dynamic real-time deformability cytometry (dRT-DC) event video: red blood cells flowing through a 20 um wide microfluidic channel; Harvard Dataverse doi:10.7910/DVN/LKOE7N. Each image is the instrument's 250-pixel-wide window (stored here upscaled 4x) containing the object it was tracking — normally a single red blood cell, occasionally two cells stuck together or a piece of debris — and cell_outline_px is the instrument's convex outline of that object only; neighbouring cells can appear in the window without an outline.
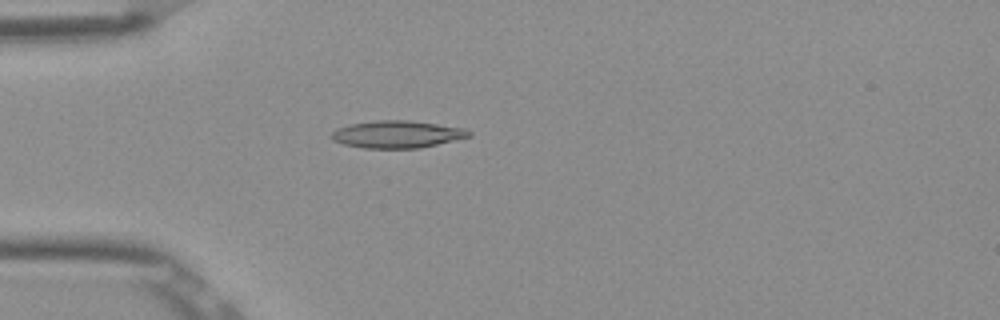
{"species": "Egyptian fruit bat (a non-hibernating species)", "species_latin": "Rousettus aegyptiacus", "temperature_condition": "room temperature", "stored_images_in_passage": 52, "camera_frame_rate_fps": 3000, "um_per_image_px": 0.085, "frame": {"image": 1, "passage_image": 15, "time_ms": 4.667, "image_size_px": [1000, 320], "cell_outline_px": [[472, 136], [420, 148], [364, 148], [344, 144], [332, 140], [332, 132], [336, 128], [352, 124], [376, 120], [408, 120], [464, 128], [472, 132]], "centroid_in_image_um": [33.76, 11.41], "position_along_channel_um": 51.2, "area_um2": 21.73}}
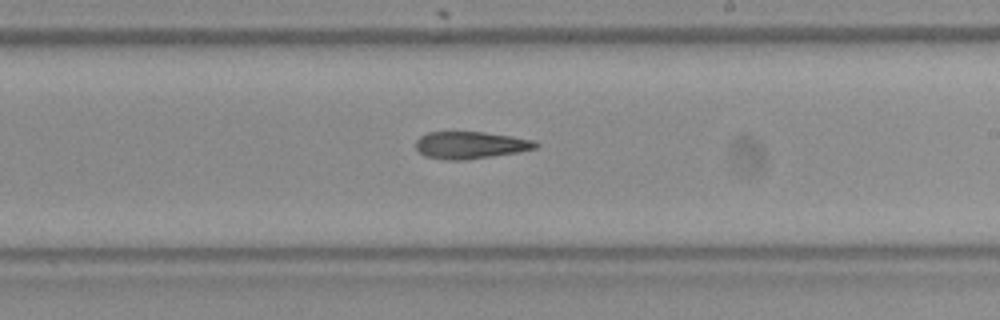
{"frame": {"image": 2, "passage_image": 31, "time_ms": 10.0, "image_size_px": [1000, 320], "cell_outline_px": [[540, 144], [536, 148], [516, 152], [492, 156], [464, 160], [444, 160], [424, 156], [416, 148], [416, 140], [420, 136], [428, 132], [484, 132], [512, 136], [536, 140]], "centroid_in_image_um": [39.99, 12.33], "position_along_channel_um": 249.0, "area_um2": 19.02}}
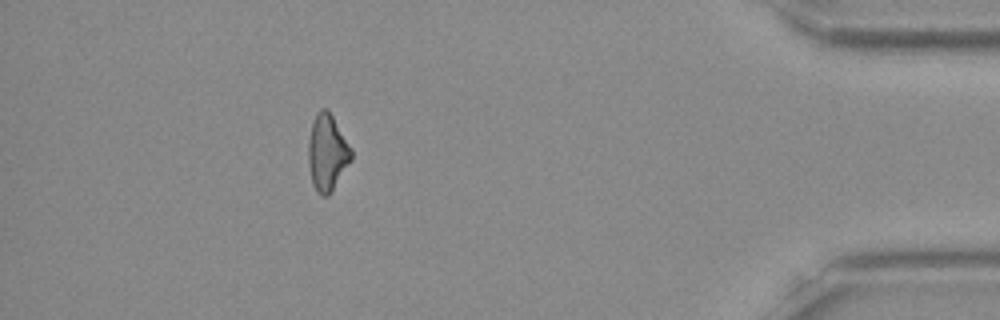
{"frame": {"image": 3, "passage_image": 47, "time_ms": 15.333, "image_size_px": [1000, 320], "cell_outline_px": [[352, 160], [328, 196], [320, 196], [316, 192], [312, 184], [308, 160], [308, 140], [312, 124], [316, 112], [320, 108], [328, 108], [352, 148]], "centroid_in_image_um": [27.81, 12.96], "position_along_channel_um": 407.4, "area_um2": 19.36}, "authors_computed_cell_mechanics": {"area_um2": 19.8543, "velocity_mm_per_s": 3.9104, "shape_relaxation_time_tau1_ms": 11.3144, "shape_relaxation_time_tau2_ms": 5.0729, "deformation_change_tau1": 0.2417, "deformation_change_tau2": 0.1595}}